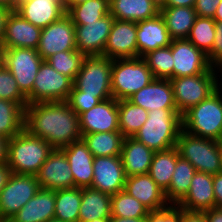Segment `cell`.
<instances>
[{"label":"cell","mask_w":222,"mask_h":222,"mask_svg":"<svg viewBox=\"0 0 222 222\" xmlns=\"http://www.w3.org/2000/svg\"><path fill=\"white\" fill-rule=\"evenodd\" d=\"M221 144H222V132H221V139H220V141H219Z\"/></svg>","instance_id":"03108f58"},{"label":"cell","mask_w":222,"mask_h":222,"mask_svg":"<svg viewBox=\"0 0 222 222\" xmlns=\"http://www.w3.org/2000/svg\"><path fill=\"white\" fill-rule=\"evenodd\" d=\"M113 60L102 56H85L80 71L73 80V87L84 95L96 96L101 101L112 98L111 68Z\"/></svg>","instance_id":"ba28073f"},{"label":"cell","mask_w":222,"mask_h":222,"mask_svg":"<svg viewBox=\"0 0 222 222\" xmlns=\"http://www.w3.org/2000/svg\"><path fill=\"white\" fill-rule=\"evenodd\" d=\"M119 131L124 137H133L148 119V111L128 99L118 101Z\"/></svg>","instance_id":"d590c367"},{"label":"cell","mask_w":222,"mask_h":222,"mask_svg":"<svg viewBox=\"0 0 222 222\" xmlns=\"http://www.w3.org/2000/svg\"><path fill=\"white\" fill-rule=\"evenodd\" d=\"M178 156L176 147L154 153L148 174L163 191L170 186Z\"/></svg>","instance_id":"1f68e13d"},{"label":"cell","mask_w":222,"mask_h":222,"mask_svg":"<svg viewBox=\"0 0 222 222\" xmlns=\"http://www.w3.org/2000/svg\"><path fill=\"white\" fill-rule=\"evenodd\" d=\"M196 0H167L166 7H194Z\"/></svg>","instance_id":"db71d44e"},{"label":"cell","mask_w":222,"mask_h":222,"mask_svg":"<svg viewBox=\"0 0 222 222\" xmlns=\"http://www.w3.org/2000/svg\"><path fill=\"white\" fill-rule=\"evenodd\" d=\"M125 180L121 155L94 157L91 188L112 196L124 190Z\"/></svg>","instance_id":"4fadbf2b"},{"label":"cell","mask_w":222,"mask_h":222,"mask_svg":"<svg viewBox=\"0 0 222 222\" xmlns=\"http://www.w3.org/2000/svg\"><path fill=\"white\" fill-rule=\"evenodd\" d=\"M159 11L166 7L167 0H151Z\"/></svg>","instance_id":"91938a15"},{"label":"cell","mask_w":222,"mask_h":222,"mask_svg":"<svg viewBox=\"0 0 222 222\" xmlns=\"http://www.w3.org/2000/svg\"><path fill=\"white\" fill-rule=\"evenodd\" d=\"M8 138L0 136V164L7 163Z\"/></svg>","instance_id":"f5cc1de1"},{"label":"cell","mask_w":222,"mask_h":222,"mask_svg":"<svg viewBox=\"0 0 222 222\" xmlns=\"http://www.w3.org/2000/svg\"><path fill=\"white\" fill-rule=\"evenodd\" d=\"M111 217V195L91 187L81 188L79 222Z\"/></svg>","instance_id":"83f0119b"},{"label":"cell","mask_w":222,"mask_h":222,"mask_svg":"<svg viewBox=\"0 0 222 222\" xmlns=\"http://www.w3.org/2000/svg\"><path fill=\"white\" fill-rule=\"evenodd\" d=\"M146 220L147 222H181V207L170 204L164 209L150 211Z\"/></svg>","instance_id":"ee69618b"},{"label":"cell","mask_w":222,"mask_h":222,"mask_svg":"<svg viewBox=\"0 0 222 222\" xmlns=\"http://www.w3.org/2000/svg\"><path fill=\"white\" fill-rule=\"evenodd\" d=\"M184 211L204 212L215 208L213 175L196 172L186 196L177 204Z\"/></svg>","instance_id":"603a6c76"},{"label":"cell","mask_w":222,"mask_h":222,"mask_svg":"<svg viewBox=\"0 0 222 222\" xmlns=\"http://www.w3.org/2000/svg\"><path fill=\"white\" fill-rule=\"evenodd\" d=\"M203 213L207 222H222V208H211Z\"/></svg>","instance_id":"f907efd6"},{"label":"cell","mask_w":222,"mask_h":222,"mask_svg":"<svg viewBox=\"0 0 222 222\" xmlns=\"http://www.w3.org/2000/svg\"><path fill=\"white\" fill-rule=\"evenodd\" d=\"M155 151L133 137H125L122 143L121 158L126 177L147 174Z\"/></svg>","instance_id":"4316f807"},{"label":"cell","mask_w":222,"mask_h":222,"mask_svg":"<svg viewBox=\"0 0 222 222\" xmlns=\"http://www.w3.org/2000/svg\"><path fill=\"white\" fill-rule=\"evenodd\" d=\"M215 27L216 22L213 18L197 16L187 40L208 55L214 44Z\"/></svg>","instance_id":"f35d334b"},{"label":"cell","mask_w":222,"mask_h":222,"mask_svg":"<svg viewBox=\"0 0 222 222\" xmlns=\"http://www.w3.org/2000/svg\"><path fill=\"white\" fill-rule=\"evenodd\" d=\"M15 11L41 29L66 15L64 4L58 0H18Z\"/></svg>","instance_id":"d6986e66"},{"label":"cell","mask_w":222,"mask_h":222,"mask_svg":"<svg viewBox=\"0 0 222 222\" xmlns=\"http://www.w3.org/2000/svg\"><path fill=\"white\" fill-rule=\"evenodd\" d=\"M43 61L36 49L3 48V65L11 72L26 97L32 93L35 77Z\"/></svg>","instance_id":"9c48e42d"},{"label":"cell","mask_w":222,"mask_h":222,"mask_svg":"<svg viewBox=\"0 0 222 222\" xmlns=\"http://www.w3.org/2000/svg\"><path fill=\"white\" fill-rule=\"evenodd\" d=\"M221 0H196L194 10L197 16L213 18Z\"/></svg>","instance_id":"bcb514c9"},{"label":"cell","mask_w":222,"mask_h":222,"mask_svg":"<svg viewBox=\"0 0 222 222\" xmlns=\"http://www.w3.org/2000/svg\"><path fill=\"white\" fill-rule=\"evenodd\" d=\"M154 79L142 57L115 59L111 68V89L117 101L128 99Z\"/></svg>","instance_id":"52a82bcc"},{"label":"cell","mask_w":222,"mask_h":222,"mask_svg":"<svg viewBox=\"0 0 222 222\" xmlns=\"http://www.w3.org/2000/svg\"><path fill=\"white\" fill-rule=\"evenodd\" d=\"M85 55L78 50L62 51L50 56L46 61L60 74L72 80L80 71Z\"/></svg>","instance_id":"60d3db41"},{"label":"cell","mask_w":222,"mask_h":222,"mask_svg":"<svg viewBox=\"0 0 222 222\" xmlns=\"http://www.w3.org/2000/svg\"><path fill=\"white\" fill-rule=\"evenodd\" d=\"M181 222H207L203 212H189L181 208Z\"/></svg>","instance_id":"681fc988"},{"label":"cell","mask_w":222,"mask_h":222,"mask_svg":"<svg viewBox=\"0 0 222 222\" xmlns=\"http://www.w3.org/2000/svg\"><path fill=\"white\" fill-rule=\"evenodd\" d=\"M89 222H110V218H96Z\"/></svg>","instance_id":"94428289"},{"label":"cell","mask_w":222,"mask_h":222,"mask_svg":"<svg viewBox=\"0 0 222 222\" xmlns=\"http://www.w3.org/2000/svg\"><path fill=\"white\" fill-rule=\"evenodd\" d=\"M213 19L215 20V22H222V0L218 4V7L216 9Z\"/></svg>","instance_id":"6f0895ef"},{"label":"cell","mask_w":222,"mask_h":222,"mask_svg":"<svg viewBox=\"0 0 222 222\" xmlns=\"http://www.w3.org/2000/svg\"><path fill=\"white\" fill-rule=\"evenodd\" d=\"M124 136L120 131L83 134L82 139L94 157L121 155Z\"/></svg>","instance_id":"4dcf8cb0"},{"label":"cell","mask_w":222,"mask_h":222,"mask_svg":"<svg viewBox=\"0 0 222 222\" xmlns=\"http://www.w3.org/2000/svg\"><path fill=\"white\" fill-rule=\"evenodd\" d=\"M101 100L96 96L84 95V92L72 87L70 95L67 99L69 106L78 114L93 108Z\"/></svg>","instance_id":"7bdbcfd3"},{"label":"cell","mask_w":222,"mask_h":222,"mask_svg":"<svg viewBox=\"0 0 222 222\" xmlns=\"http://www.w3.org/2000/svg\"><path fill=\"white\" fill-rule=\"evenodd\" d=\"M3 65V48L0 47V67Z\"/></svg>","instance_id":"6125c7cd"},{"label":"cell","mask_w":222,"mask_h":222,"mask_svg":"<svg viewBox=\"0 0 222 222\" xmlns=\"http://www.w3.org/2000/svg\"><path fill=\"white\" fill-rule=\"evenodd\" d=\"M39 189L36 176L12 173L0 192V222H7Z\"/></svg>","instance_id":"8fae6325"},{"label":"cell","mask_w":222,"mask_h":222,"mask_svg":"<svg viewBox=\"0 0 222 222\" xmlns=\"http://www.w3.org/2000/svg\"><path fill=\"white\" fill-rule=\"evenodd\" d=\"M59 2H61L62 4H64L65 9H66V0H58Z\"/></svg>","instance_id":"e7e4bbea"},{"label":"cell","mask_w":222,"mask_h":222,"mask_svg":"<svg viewBox=\"0 0 222 222\" xmlns=\"http://www.w3.org/2000/svg\"><path fill=\"white\" fill-rule=\"evenodd\" d=\"M136 24L138 57H143L152 50L171 44L172 39L161 14L138 21Z\"/></svg>","instance_id":"cb8c5ba5"},{"label":"cell","mask_w":222,"mask_h":222,"mask_svg":"<svg viewBox=\"0 0 222 222\" xmlns=\"http://www.w3.org/2000/svg\"><path fill=\"white\" fill-rule=\"evenodd\" d=\"M110 14L120 21H143L160 14L151 0H109Z\"/></svg>","instance_id":"f1b7e54d"},{"label":"cell","mask_w":222,"mask_h":222,"mask_svg":"<svg viewBox=\"0 0 222 222\" xmlns=\"http://www.w3.org/2000/svg\"><path fill=\"white\" fill-rule=\"evenodd\" d=\"M148 112L154 109H177L173 87L169 79H153L146 87L128 98Z\"/></svg>","instance_id":"ffe728a7"},{"label":"cell","mask_w":222,"mask_h":222,"mask_svg":"<svg viewBox=\"0 0 222 222\" xmlns=\"http://www.w3.org/2000/svg\"><path fill=\"white\" fill-rule=\"evenodd\" d=\"M70 50H77L75 25L66 14L60 20L42 28L37 52L46 61L58 52Z\"/></svg>","instance_id":"7c38bea8"},{"label":"cell","mask_w":222,"mask_h":222,"mask_svg":"<svg viewBox=\"0 0 222 222\" xmlns=\"http://www.w3.org/2000/svg\"><path fill=\"white\" fill-rule=\"evenodd\" d=\"M110 222H147L146 217L138 218H122V217H110Z\"/></svg>","instance_id":"11a10c76"},{"label":"cell","mask_w":222,"mask_h":222,"mask_svg":"<svg viewBox=\"0 0 222 222\" xmlns=\"http://www.w3.org/2000/svg\"><path fill=\"white\" fill-rule=\"evenodd\" d=\"M18 0H0V6L15 10Z\"/></svg>","instance_id":"9f6ffc18"},{"label":"cell","mask_w":222,"mask_h":222,"mask_svg":"<svg viewBox=\"0 0 222 222\" xmlns=\"http://www.w3.org/2000/svg\"><path fill=\"white\" fill-rule=\"evenodd\" d=\"M114 19L111 14H108L95 22H86V25H75L77 50L85 56H103Z\"/></svg>","instance_id":"9a60e30c"},{"label":"cell","mask_w":222,"mask_h":222,"mask_svg":"<svg viewBox=\"0 0 222 222\" xmlns=\"http://www.w3.org/2000/svg\"><path fill=\"white\" fill-rule=\"evenodd\" d=\"M175 147L179 156L188 160L197 172L211 175L221 173L222 144L219 141L199 137L181 129Z\"/></svg>","instance_id":"5b68a950"},{"label":"cell","mask_w":222,"mask_h":222,"mask_svg":"<svg viewBox=\"0 0 222 222\" xmlns=\"http://www.w3.org/2000/svg\"><path fill=\"white\" fill-rule=\"evenodd\" d=\"M55 215V190L40 188L7 222H47Z\"/></svg>","instance_id":"484cf974"},{"label":"cell","mask_w":222,"mask_h":222,"mask_svg":"<svg viewBox=\"0 0 222 222\" xmlns=\"http://www.w3.org/2000/svg\"><path fill=\"white\" fill-rule=\"evenodd\" d=\"M222 85L207 99L191 107L182 115V129L186 132L217 141L222 132Z\"/></svg>","instance_id":"277c9868"},{"label":"cell","mask_w":222,"mask_h":222,"mask_svg":"<svg viewBox=\"0 0 222 222\" xmlns=\"http://www.w3.org/2000/svg\"><path fill=\"white\" fill-rule=\"evenodd\" d=\"M53 147L23 129L8 141L7 165L15 174L36 175Z\"/></svg>","instance_id":"3957f363"},{"label":"cell","mask_w":222,"mask_h":222,"mask_svg":"<svg viewBox=\"0 0 222 222\" xmlns=\"http://www.w3.org/2000/svg\"><path fill=\"white\" fill-rule=\"evenodd\" d=\"M24 129L58 149L82 139L79 116L67 101L28 104Z\"/></svg>","instance_id":"6da1fadb"},{"label":"cell","mask_w":222,"mask_h":222,"mask_svg":"<svg viewBox=\"0 0 222 222\" xmlns=\"http://www.w3.org/2000/svg\"><path fill=\"white\" fill-rule=\"evenodd\" d=\"M150 210L125 190L111 196V216L122 218L147 217Z\"/></svg>","instance_id":"74e56055"},{"label":"cell","mask_w":222,"mask_h":222,"mask_svg":"<svg viewBox=\"0 0 222 222\" xmlns=\"http://www.w3.org/2000/svg\"><path fill=\"white\" fill-rule=\"evenodd\" d=\"M12 11L13 9L0 6V47L5 36L7 20Z\"/></svg>","instance_id":"c3c4849f"},{"label":"cell","mask_w":222,"mask_h":222,"mask_svg":"<svg viewBox=\"0 0 222 222\" xmlns=\"http://www.w3.org/2000/svg\"><path fill=\"white\" fill-rule=\"evenodd\" d=\"M182 129V116L177 109H154L133 138L153 151H164L176 146Z\"/></svg>","instance_id":"7a4b0ae2"},{"label":"cell","mask_w":222,"mask_h":222,"mask_svg":"<svg viewBox=\"0 0 222 222\" xmlns=\"http://www.w3.org/2000/svg\"><path fill=\"white\" fill-rule=\"evenodd\" d=\"M35 176L40 188L56 191L74 187L73 174L62 149L54 148Z\"/></svg>","instance_id":"2e32d148"},{"label":"cell","mask_w":222,"mask_h":222,"mask_svg":"<svg viewBox=\"0 0 222 222\" xmlns=\"http://www.w3.org/2000/svg\"><path fill=\"white\" fill-rule=\"evenodd\" d=\"M150 68L154 79L173 78V56L171 46L152 50L142 57Z\"/></svg>","instance_id":"ab89813d"},{"label":"cell","mask_w":222,"mask_h":222,"mask_svg":"<svg viewBox=\"0 0 222 222\" xmlns=\"http://www.w3.org/2000/svg\"><path fill=\"white\" fill-rule=\"evenodd\" d=\"M219 71L222 77V70L211 67L203 74L170 79L173 87L174 101L181 116L191 107L207 99L222 85V82H218L217 74Z\"/></svg>","instance_id":"8992f818"},{"label":"cell","mask_w":222,"mask_h":222,"mask_svg":"<svg viewBox=\"0 0 222 222\" xmlns=\"http://www.w3.org/2000/svg\"><path fill=\"white\" fill-rule=\"evenodd\" d=\"M41 30V28L34 26L13 10L7 20L6 32L1 47L37 50Z\"/></svg>","instance_id":"7402d4cb"},{"label":"cell","mask_w":222,"mask_h":222,"mask_svg":"<svg viewBox=\"0 0 222 222\" xmlns=\"http://www.w3.org/2000/svg\"><path fill=\"white\" fill-rule=\"evenodd\" d=\"M81 135L119 131L118 101L109 98L79 115Z\"/></svg>","instance_id":"ac0fdd59"},{"label":"cell","mask_w":222,"mask_h":222,"mask_svg":"<svg viewBox=\"0 0 222 222\" xmlns=\"http://www.w3.org/2000/svg\"><path fill=\"white\" fill-rule=\"evenodd\" d=\"M87 0H66V12L74 5L86 2Z\"/></svg>","instance_id":"680465c9"},{"label":"cell","mask_w":222,"mask_h":222,"mask_svg":"<svg viewBox=\"0 0 222 222\" xmlns=\"http://www.w3.org/2000/svg\"><path fill=\"white\" fill-rule=\"evenodd\" d=\"M11 174V169L7 163L0 164V192L5 187Z\"/></svg>","instance_id":"816d5d0a"},{"label":"cell","mask_w":222,"mask_h":222,"mask_svg":"<svg viewBox=\"0 0 222 222\" xmlns=\"http://www.w3.org/2000/svg\"><path fill=\"white\" fill-rule=\"evenodd\" d=\"M68 160L74 179V187H90L93 181V159L83 139L61 148Z\"/></svg>","instance_id":"d4e9b609"},{"label":"cell","mask_w":222,"mask_h":222,"mask_svg":"<svg viewBox=\"0 0 222 222\" xmlns=\"http://www.w3.org/2000/svg\"><path fill=\"white\" fill-rule=\"evenodd\" d=\"M160 14L172 40L187 39L197 18L194 7H165Z\"/></svg>","instance_id":"f546056e"},{"label":"cell","mask_w":222,"mask_h":222,"mask_svg":"<svg viewBox=\"0 0 222 222\" xmlns=\"http://www.w3.org/2000/svg\"><path fill=\"white\" fill-rule=\"evenodd\" d=\"M73 87V80L57 72L47 61H43L35 77L28 104L39 102L67 101Z\"/></svg>","instance_id":"30bf717a"},{"label":"cell","mask_w":222,"mask_h":222,"mask_svg":"<svg viewBox=\"0 0 222 222\" xmlns=\"http://www.w3.org/2000/svg\"><path fill=\"white\" fill-rule=\"evenodd\" d=\"M0 99L19 103L24 109L28 105L27 97L20 91L15 78L4 65L0 67Z\"/></svg>","instance_id":"b9f144b4"},{"label":"cell","mask_w":222,"mask_h":222,"mask_svg":"<svg viewBox=\"0 0 222 222\" xmlns=\"http://www.w3.org/2000/svg\"><path fill=\"white\" fill-rule=\"evenodd\" d=\"M124 190L150 211H157L169 206L163 191L147 174L128 176L125 180Z\"/></svg>","instance_id":"44dd1931"},{"label":"cell","mask_w":222,"mask_h":222,"mask_svg":"<svg viewBox=\"0 0 222 222\" xmlns=\"http://www.w3.org/2000/svg\"><path fill=\"white\" fill-rule=\"evenodd\" d=\"M47 222H63V221L53 218V219L48 220Z\"/></svg>","instance_id":"be15d7a7"},{"label":"cell","mask_w":222,"mask_h":222,"mask_svg":"<svg viewBox=\"0 0 222 222\" xmlns=\"http://www.w3.org/2000/svg\"><path fill=\"white\" fill-rule=\"evenodd\" d=\"M213 190L215 196V207L222 208V173L213 175Z\"/></svg>","instance_id":"7dc6e473"},{"label":"cell","mask_w":222,"mask_h":222,"mask_svg":"<svg viewBox=\"0 0 222 222\" xmlns=\"http://www.w3.org/2000/svg\"><path fill=\"white\" fill-rule=\"evenodd\" d=\"M25 109L16 102L0 99V136L11 139L24 129Z\"/></svg>","instance_id":"e575fe53"},{"label":"cell","mask_w":222,"mask_h":222,"mask_svg":"<svg viewBox=\"0 0 222 222\" xmlns=\"http://www.w3.org/2000/svg\"><path fill=\"white\" fill-rule=\"evenodd\" d=\"M196 172V169L188 160L178 156L170 186L165 191L169 204L177 205L186 196Z\"/></svg>","instance_id":"d6a6232c"},{"label":"cell","mask_w":222,"mask_h":222,"mask_svg":"<svg viewBox=\"0 0 222 222\" xmlns=\"http://www.w3.org/2000/svg\"><path fill=\"white\" fill-rule=\"evenodd\" d=\"M66 14L74 25H86V22H95L110 14L109 0H87L72 6Z\"/></svg>","instance_id":"8d00e7d4"},{"label":"cell","mask_w":222,"mask_h":222,"mask_svg":"<svg viewBox=\"0 0 222 222\" xmlns=\"http://www.w3.org/2000/svg\"><path fill=\"white\" fill-rule=\"evenodd\" d=\"M207 60L212 67L222 70V22H216L214 44Z\"/></svg>","instance_id":"f6af8a7d"},{"label":"cell","mask_w":222,"mask_h":222,"mask_svg":"<svg viewBox=\"0 0 222 222\" xmlns=\"http://www.w3.org/2000/svg\"><path fill=\"white\" fill-rule=\"evenodd\" d=\"M81 187L55 191L54 218L63 222H79Z\"/></svg>","instance_id":"836d02e7"},{"label":"cell","mask_w":222,"mask_h":222,"mask_svg":"<svg viewBox=\"0 0 222 222\" xmlns=\"http://www.w3.org/2000/svg\"><path fill=\"white\" fill-rule=\"evenodd\" d=\"M137 24L114 19L103 56L112 60L138 57Z\"/></svg>","instance_id":"e0dca14e"},{"label":"cell","mask_w":222,"mask_h":222,"mask_svg":"<svg viewBox=\"0 0 222 222\" xmlns=\"http://www.w3.org/2000/svg\"><path fill=\"white\" fill-rule=\"evenodd\" d=\"M173 78L206 73L212 66L201 50L187 39L172 40Z\"/></svg>","instance_id":"5bb4252c"}]
</instances>
